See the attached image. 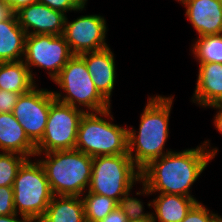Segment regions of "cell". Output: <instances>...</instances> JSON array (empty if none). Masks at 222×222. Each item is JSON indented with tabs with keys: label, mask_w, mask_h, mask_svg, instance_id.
<instances>
[{
	"label": "cell",
	"mask_w": 222,
	"mask_h": 222,
	"mask_svg": "<svg viewBox=\"0 0 222 222\" xmlns=\"http://www.w3.org/2000/svg\"><path fill=\"white\" fill-rule=\"evenodd\" d=\"M208 141L200 147L182 152L171 151L151 161L141 172L142 194H174L193 197L190 187L207 167L218 149L206 150ZM207 145V146H206Z\"/></svg>",
	"instance_id": "1"
},
{
	"label": "cell",
	"mask_w": 222,
	"mask_h": 222,
	"mask_svg": "<svg viewBox=\"0 0 222 222\" xmlns=\"http://www.w3.org/2000/svg\"><path fill=\"white\" fill-rule=\"evenodd\" d=\"M172 99L158 95L149 98L141 114L138 135L132 128L128 129V155L140 171L151 161L171 152L167 149V152L163 153V148L169 136L168 122Z\"/></svg>",
	"instance_id": "2"
},
{
	"label": "cell",
	"mask_w": 222,
	"mask_h": 222,
	"mask_svg": "<svg viewBox=\"0 0 222 222\" xmlns=\"http://www.w3.org/2000/svg\"><path fill=\"white\" fill-rule=\"evenodd\" d=\"M42 165L53 195L79 196L89 186L92 175V160L77 149L52 151Z\"/></svg>",
	"instance_id": "3"
},
{
	"label": "cell",
	"mask_w": 222,
	"mask_h": 222,
	"mask_svg": "<svg viewBox=\"0 0 222 222\" xmlns=\"http://www.w3.org/2000/svg\"><path fill=\"white\" fill-rule=\"evenodd\" d=\"M100 117H99V115ZM110 108L100 112H85L77 133L75 149L90 157L128 154V129L106 121Z\"/></svg>",
	"instance_id": "4"
},
{
	"label": "cell",
	"mask_w": 222,
	"mask_h": 222,
	"mask_svg": "<svg viewBox=\"0 0 222 222\" xmlns=\"http://www.w3.org/2000/svg\"><path fill=\"white\" fill-rule=\"evenodd\" d=\"M136 181H141V172L128 154L93 157L88 192L118 202Z\"/></svg>",
	"instance_id": "5"
},
{
	"label": "cell",
	"mask_w": 222,
	"mask_h": 222,
	"mask_svg": "<svg viewBox=\"0 0 222 222\" xmlns=\"http://www.w3.org/2000/svg\"><path fill=\"white\" fill-rule=\"evenodd\" d=\"M53 81L65 91L66 96L63 97L60 92H52L54 98L61 103L75 108L86 106L90 110L87 112L96 113L111 107V103L98 92L85 61L79 55H74Z\"/></svg>",
	"instance_id": "6"
},
{
	"label": "cell",
	"mask_w": 222,
	"mask_h": 222,
	"mask_svg": "<svg viewBox=\"0 0 222 222\" xmlns=\"http://www.w3.org/2000/svg\"><path fill=\"white\" fill-rule=\"evenodd\" d=\"M27 159L19 168L13 183L15 212L40 220L53 198L40 162Z\"/></svg>",
	"instance_id": "7"
},
{
	"label": "cell",
	"mask_w": 222,
	"mask_h": 222,
	"mask_svg": "<svg viewBox=\"0 0 222 222\" xmlns=\"http://www.w3.org/2000/svg\"><path fill=\"white\" fill-rule=\"evenodd\" d=\"M85 112L55 99L50 106L42 139L36 144L35 156L44 152L75 149L79 123Z\"/></svg>",
	"instance_id": "8"
},
{
	"label": "cell",
	"mask_w": 222,
	"mask_h": 222,
	"mask_svg": "<svg viewBox=\"0 0 222 222\" xmlns=\"http://www.w3.org/2000/svg\"><path fill=\"white\" fill-rule=\"evenodd\" d=\"M74 56L63 35H27L25 41V65L49 70L53 80Z\"/></svg>",
	"instance_id": "9"
},
{
	"label": "cell",
	"mask_w": 222,
	"mask_h": 222,
	"mask_svg": "<svg viewBox=\"0 0 222 222\" xmlns=\"http://www.w3.org/2000/svg\"><path fill=\"white\" fill-rule=\"evenodd\" d=\"M54 100L52 91L38 90L36 86L17 99L12 113L35 145L42 139Z\"/></svg>",
	"instance_id": "10"
},
{
	"label": "cell",
	"mask_w": 222,
	"mask_h": 222,
	"mask_svg": "<svg viewBox=\"0 0 222 222\" xmlns=\"http://www.w3.org/2000/svg\"><path fill=\"white\" fill-rule=\"evenodd\" d=\"M106 21L100 15H86L69 22L65 20L63 36L74 55L108 48L105 42Z\"/></svg>",
	"instance_id": "11"
},
{
	"label": "cell",
	"mask_w": 222,
	"mask_h": 222,
	"mask_svg": "<svg viewBox=\"0 0 222 222\" xmlns=\"http://www.w3.org/2000/svg\"><path fill=\"white\" fill-rule=\"evenodd\" d=\"M19 25L27 35H62L64 32L66 15L53 10L39 2L21 8L16 13ZM31 28L33 31H28Z\"/></svg>",
	"instance_id": "12"
},
{
	"label": "cell",
	"mask_w": 222,
	"mask_h": 222,
	"mask_svg": "<svg viewBox=\"0 0 222 222\" xmlns=\"http://www.w3.org/2000/svg\"><path fill=\"white\" fill-rule=\"evenodd\" d=\"M186 16L199 34H222V3L219 0H182Z\"/></svg>",
	"instance_id": "13"
},
{
	"label": "cell",
	"mask_w": 222,
	"mask_h": 222,
	"mask_svg": "<svg viewBox=\"0 0 222 222\" xmlns=\"http://www.w3.org/2000/svg\"><path fill=\"white\" fill-rule=\"evenodd\" d=\"M84 61L98 92L110 103L115 83V61L110 48L79 55Z\"/></svg>",
	"instance_id": "14"
},
{
	"label": "cell",
	"mask_w": 222,
	"mask_h": 222,
	"mask_svg": "<svg viewBox=\"0 0 222 222\" xmlns=\"http://www.w3.org/2000/svg\"><path fill=\"white\" fill-rule=\"evenodd\" d=\"M0 150L18 153L28 159L36 154V145L28 138L13 113H0Z\"/></svg>",
	"instance_id": "15"
},
{
	"label": "cell",
	"mask_w": 222,
	"mask_h": 222,
	"mask_svg": "<svg viewBox=\"0 0 222 222\" xmlns=\"http://www.w3.org/2000/svg\"><path fill=\"white\" fill-rule=\"evenodd\" d=\"M193 101L205 107L222 104V64L201 63Z\"/></svg>",
	"instance_id": "16"
},
{
	"label": "cell",
	"mask_w": 222,
	"mask_h": 222,
	"mask_svg": "<svg viewBox=\"0 0 222 222\" xmlns=\"http://www.w3.org/2000/svg\"><path fill=\"white\" fill-rule=\"evenodd\" d=\"M26 36L15 13L7 20L0 22V63L22 60Z\"/></svg>",
	"instance_id": "17"
},
{
	"label": "cell",
	"mask_w": 222,
	"mask_h": 222,
	"mask_svg": "<svg viewBox=\"0 0 222 222\" xmlns=\"http://www.w3.org/2000/svg\"><path fill=\"white\" fill-rule=\"evenodd\" d=\"M152 202L148 203V206L152 205L155 209L156 217H152L153 222H182L198 201L194 197L159 194Z\"/></svg>",
	"instance_id": "18"
},
{
	"label": "cell",
	"mask_w": 222,
	"mask_h": 222,
	"mask_svg": "<svg viewBox=\"0 0 222 222\" xmlns=\"http://www.w3.org/2000/svg\"><path fill=\"white\" fill-rule=\"evenodd\" d=\"M40 222H86L82 197L54 195Z\"/></svg>",
	"instance_id": "19"
},
{
	"label": "cell",
	"mask_w": 222,
	"mask_h": 222,
	"mask_svg": "<svg viewBox=\"0 0 222 222\" xmlns=\"http://www.w3.org/2000/svg\"><path fill=\"white\" fill-rule=\"evenodd\" d=\"M32 70L23 60L0 63V89L24 94L35 87Z\"/></svg>",
	"instance_id": "20"
},
{
	"label": "cell",
	"mask_w": 222,
	"mask_h": 222,
	"mask_svg": "<svg viewBox=\"0 0 222 222\" xmlns=\"http://www.w3.org/2000/svg\"><path fill=\"white\" fill-rule=\"evenodd\" d=\"M192 52L199 64H222V34L198 37Z\"/></svg>",
	"instance_id": "21"
},
{
	"label": "cell",
	"mask_w": 222,
	"mask_h": 222,
	"mask_svg": "<svg viewBox=\"0 0 222 222\" xmlns=\"http://www.w3.org/2000/svg\"><path fill=\"white\" fill-rule=\"evenodd\" d=\"M82 200L86 222H100L112 210L118 207L116 200L96 193L88 192Z\"/></svg>",
	"instance_id": "22"
},
{
	"label": "cell",
	"mask_w": 222,
	"mask_h": 222,
	"mask_svg": "<svg viewBox=\"0 0 222 222\" xmlns=\"http://www.w3.org/2000/svg\"><path fill=\"white\" fill-rule=\"evenodd\" d=\"M28 158L14 152H0V187H12L17 172Z\"/></svg>",
	"instance_id": "23"
},
{
	"label": "cell",
	"mask_w": 222,
	"mask_h": 222,
	"mask_svg": "<svg viewBox=\"0 0 222 222\" xmlns=\"http://www.w3.org/2000/svg\"><path fill=\"white\" fill-rule=\"evenodd\" d=\"M130 190L118 201V207L125 213L127 220L152 219L153 213H144L140 200L129 197Z\"/></svg>",
	"instance_id": "24"
},
{
	"label": "cell",
	"mask_w": 222,
	"mask_h": 222,
	"mask_svg": "<svg viewBox=\"0 0 222 222\" xmlns=\"http://www.w3.org/2000/svg\"><path fill=\"white\" fill-rule=\"evenodd\" d=\"M220 218L221 216L210 213L207 208L197 202L182 222H217Z\"/></svg>",
	"instance_id": "25"
},
{
	"label": "cell",
	"mask_w": 222,
	"mask_h": 222,
	"mask_svg": "<svg viewBox=\"0 0 222 222\" xmlns=\"http://www.w3.org/2000/svg\"><path fill=\"white\" fill-rule=\"evenodd\" d=\"M15 213L13 187H0V216Z\"/></svg>",
	"instance_id": "26"
},
{
	"label": "cell",
	"mask_w": 222,
	"mask_h": 222,
	"mask_svg": "<svg viewBox=\"0 0 222 222\" xmlns=\"http://www.w3.org/2000/svg\"><path fill=\"white\" fill-rule=\"evenodd\" d=\"M20 94L0 89V113H12Z\"/></svg>",
	"instance_id": "27"
},
{
	"label": "cell",
	"mask_w": 222,
	"mask_h": 222,
	"mask_svg": "<svg viewBox=\"0 0 222 222\" xmlns=\"http://www.w3.org/2000/svg\"><path fill=\"white\" fill-rule=\"evenodd\" d=\"M38 2L64 14L67 11L83 10V8H78L71 0H38Z\"/></svg>",
	"instance_id": "28"
},
{
	"label": "cell",
	"mask_w": 222,
	"mask_h": 222,
	"mask_svg": "<svg viewBox=\"0 0 222 222\" xmlns=\"http://www.w3.org/2000/svg\"><path fill=\"white\" fill-rule=\"evenodd\" d=\"M100 222H127V217L119 207H116Z\"/></svg>",
	"instance_id": "29"
},
{
	"label": "cell",
	"mask_w": 222,
	"mask_h": 222,
	"mask_svg": "<svg viewBox=\"0 0 222 222\" xmlns=\"http://www.w3.org/2000/svg\"><path fill=\"white\" fill-rule=\"evenodd\" d=\"M4 2L11 7L14 13H16L23 7H26L33 3H37L38 0H4Z\"/></svg>",
	"instance_id": "30"
},
{
	"label": "cell",
	"mask_w": 222,
	"mask_h": 222,
	"mask_svg": "<svg viewBox=\"0 0 222 222\" xmlns=\"http://www.w3.org/2000/svg\"><path fill=\"white\" fill-rule=\"evenodd\" d=\"M14 12L4 1L0 2V22L10 18Z\"/></svg>",
	"instance_id": "31"
},
{
	"label": "cell",
	"mask_w": 222,
	"mask_h": 222,
	"mask_svg": "<svg viewBox=\"0 0 222 222\" xmlns=\"http://www.w3.org/2000/svg\"><path fill=\"white\" fill-rule=\"evenodd\" d=\"M209 107L219 109V112H217V115L214 118V124L217 130L222 134V104H214L210 105Z\"/></svg>",
	"instance_id": "32"
},
{
	"label": "cell",
	"mask_w": 222,
	"mask_h": 222,
	"mask_svg": "<svg viewBox=\"0 0 222 222\" xmlns=\"http://www.w3.org/2000/svg\"><path fill=\"white\" fill-rule=\"evenodd\" d=\"M17 213L15 214H10V222H40V220L33 218V217H29V216H24L21 215L22 220H18L17 218Z\"/></svg>",
	"instance_id": "33"
},
{
	"label": "cell",
	"mask_w": 222,
	"mask_h": 222,
	"mask_svg": "<svg viewBox=\"0 0 222 222\" xmlns=\"http://www.w3.org/2000/svg\"><path fill=\"white\" fill-rule=\"evenodd\" d=\"M78 8H83L86 5L87 0H71Z\"/></svg>",
	"instance_id": "34"
},
{
	"label": "cell",
	"mask_w": 222,
	"mask_h": 222,
	"mask_svg": "<svg viewBox=\"0 0 222 222\" xmlns=\"http://www.w3.org/2000/svg\"><path fill=\"white\" fill-rule=\"evenodd\" d=\"M0 222H10V215H1Z\"/></svg>",
	"instance_id": "35"
},
{
	"label": "cell",
	"mask_w": 222,
	"mask_h": 222,
	"mask_svg": "<svg viewBox=\"0 0 222 222\" xmlns=\"http://www.w3.org/2000/svg\"><path fill=\"white\" fill-rule=\"evenodd\" d=\"M127 222H153V219L127 220Z\"/></svg>",
	"instance_id": "36"
}]
</instances>
